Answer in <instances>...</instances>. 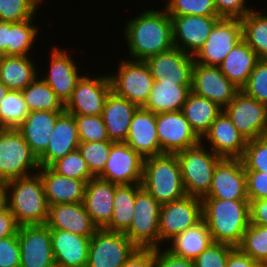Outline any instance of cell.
Returning <instances> with one entry per match:
<instances>
[{
    "label": "cell",
    "mask_w": 267,
    "mask_h": 267,
    "mask_svg": "<svg viewBox=\"0 0 267 267\" xmlns=\"http://www.w3.org/2000/svg\"><path fill=\"white\" fill-rule=\"evenodd\" d=\"M127 21L123 36L131 60L145 61L174 47L172 20L164 7L147 9Z\"/></svg>",
    "instance_id": "1"
},
{
    "label": "cell",
    "mask_w": 267,
    "mask_h": 267,
    "mask_svg": "<svg viewBox=\"0 0 267 267\" xmlns=\"http://www.w3.org/2000/svg\"><path fill=\"white\" fill-rule=\"evenodd\" d=\"M201 200L203 221L213 242L238 247L250 224L249 200Z\"/></svg>",
    "instance_id": "2"
},
{
    "label": "cell",
    "mask_w": 267,
    "mask_h": 267,
    "mask_svg": "<svg viewBox=\"0 0 267 267\" xmlns=\"http://www.w3.org/2000/svg\"><path fill=\"white\" fill-rule=\"evenodd\" d=\"M8 208L21 225L46 224L49 206L38 173L6 182Z\"/></svg>",
    "instance_id": "3"
},
{
    "label": "cell",
    "mask_w": 267,
    "mask_h": 267,
    "mask_svg": "<svg viewBox=\"0 0 267 267\" xmlns=\"http://www.w3.org/2000/svg\"><path fill=\"white\" fill-rule=\"evenodd\" d=\"M141 186L160 205L186 195L176 154L164 153L144 159Z\"/></svg>",
    "instance_id": "4"
},
{
    "label": "cell",
    "mask_w": 267,
    "mask_h": 267,
    "mask_svg": "<svg viewBox=\"0 0 267 267\" xmlns=\"http://www.w3.org/2000/svg\"><path fill=\"white\" fill-rule=\"evenodd\" d=\"M175 154L186 194L202 199L210 190L214 169L222 158L205 149L202 142Z\"/></svg>",
    "instance_id": "5"
},
{
    "label": "cell",
    "mask_w": 267,
    "mask_h": 267,
    "mask_svg": "<svg viewBox=\"0 0 267 267\" xmlns=\"http://www.w3.org/2000/svg\"><path fill=\"white\" fill-rule=\"evenodd\" d=\"M39 168L38 157L20 132L0 129V182L27 177Z\"/></svg>",
    "instance_id": "6"
},
{
    "label": "cell",
    "mask_w": 267,
    "mask_h": 267,
    "mask_svg": "<svg viewBox=\"0 0 267 267\" xmlns=\"http://www.w3.org/2000/svg\"><path fill=\"white\" fill-rule=\"evenodd\" d=\"M115 74H109L112 91L139 107L147 102L154 79L145 61L121 60Z\"/></svg>",
    "instance_id": "7"
},
{
    "label": "cell",
    "mask_w": 267,
    "mask_h": 267,
    "mask_svg": "<svg viewBox=\"0 0 267 267\" xmlns=\"http://www.w3.org/2000/svg\"><path fill=\"white\" fill-rule=\"evenodd\" d=\"M160 207L157 200L143 187L137 191L134 217L129 229L124 233L137 248H159Z\"/></svg>",
    "instance_id": "8"
},
{
    "label": "cell",
    "mask_w": 267,
    "mask_h": 267,
    "mask_svg": "<svg viewBox=\"0 0 267 267\" xmlns=\"http://www.w3.org/2000/svg\"><path fill=\"white\" fill-rule=\"evenodd\" d=\"M202 220V200L198 197L186 194L180 199L161 205L159 248H162V243H170L177 235L194 227Z\"/></svg>",
    "instance_id": "9"
},
{
    "label": "cell",
    "mask_w": 267,
    "mask_h": 267,
    "mask_svg": "<svg viewBox=\"0 0 267 267\" xmlns=\"http://www.w3.org/2000/svg\"><path fill=\"white\" fill-rule=\"evenodd\" d=\"M137 249L124 233L98 229L90 238L87 267H122Z\"/></svg>",
    "instance_id": "10"
},
{
    "label": "cell",
    "mask_w": 267,
    "mask_h": 267,
    "mask_svg": "<svg viewBox=\"0 0 267 267\" xmlns=\"http://www.w3.org/2000/svg\"><path fill=\"white\" fill-rule=\"evenodd\" d=\"M223 111L246 141L267 135V106L242 90Z\"/></svg>",
    "instance_id": "11"
},
{
    "label": "cell",
    "mask_w": 267,
    "mask_h": 267,
    "mask_svg": "<svg viewBox=\"0 0 267 267\" xmlns=\"http://www.w3.org/2000/svg\"><path fill=\"white\" fill-rule=\"evenodd\" d=\"M109 75H84L78 80L65 112L71 115H101L110 92Z\"/></svg>",
    "instance_id": "12"
},
{
    "label": "cell",
    "mask_w": 267,
    "mask_h": 267,
    "mask_svg": "<svg viewBox=\"0 0 267 267\" xmlns=\"http://www.w3.org/2000/svg\"><path fill=\"white\" fill-rule=\"evenodd\" d=\"M242 39L240 19L220 18L213 26L203 47L194 56V62L206 66H219L228 52Z\"/></svg>",
    "instance_id": "13"
},
{
    "label": "cell",
    "mask_w": 267,
    "mask_h": 267,
    "mask_svg": "<svg viewBox=\"0 0 267 267\" xmlns=\"http://www.w3.org/2000/svg\"><path fill=\"white\" fill-rule=\"evenodd\" d=\"M20 267H56L51 229L46 224L19 226Z\"/></svg>",
    "instance_id": "14"
},
{
    "label": "cell",
    "mask_w": 267,
    "mask_h": 267,
    "mask_svg": "<svg viewBox=\"0 0 267 267\" xmlns=\"http://www.w3.org/2000/svg\"><path fill=\"white\" fill-rule=\"evenodd\" d=\"M202 199L248 200L241 158H222L216 164L210 190Z\"/></svg>",
    "instance_id": "15"
},
{
    "label": "cell",
    "mask_w": 267,
    "mask_h": 267,
    "mask_svg": "<svg viewBox=\"0 0 267 267\" xmlns=\"http://www.w3.org/2000/svg\"><path fill=\"white\" fill-rule=\"evenodd\" d=\"M144 158L125 142H114L103 171L97 176L108 182L141 184Z\"/></svg>",
    "instance_id": "16"
},
{
    "label": "cell",
    "mask_w": 267,
    "mask_h": 267,
    "mask_svg": "<svg viewBox=\"0 0 267 267\" xmlns=\"http://www.w3.org/2000/svg\"><path fill=\"white\" fill-rule=\"evenodd\" d=\"M191 91L217 103L223 109L240 89L227 79L219 66H206L194 62Z\"/></svg>",
    "instance_id": "17"
},
{
    "label": "cell",
    "mask_w": 267,
    "mask_h": 267,
    "mask_svg": "<svg viewBox=\"0 0 267 267\" xmlns=\"http://www.w3.org/2000/svg\"><path fill=\"white\" fill-rule=\"evenodd\" d=\"M156 129L162 154H175L201 142L182 110L156 114Z\"/></svg>",
    "instance_id": "18"
},
{
    "label": "cell",
    "mask_w": 267,
    "mask_h": 267,
    "mask_svg": "<svg viewBox=\"0 0 267 267\" xmlns=\"http://www.w3.org/2000/svg\"><path fill=\"white\" fill-rule=\"evenodd\" d=\"M173 44L181 51L195 56L203 47L219 16L184 15L170 16Z\"/></svg>",
    "instance_id": "19"
},
{
    "label": "cell",
    "mask_w": 267,
    "mask_h": 267,
    "mask_svg": "<svg viewBox=\"0 0 267 267\" xmlns=\"http://www.w3.org/2000/svg\"><path fill=\"white\" fill-rule=\"evenodd\" d=\"M145 62L154 81L191 85L194 57L180 49L173 47L168 51L148 57Z\"/></svg>",
    "instance_id": "20"
},
{
    "label": "cell",
    "mask_w": 267,
    "mask_h": 267,
    "mask_svg": "<svg viewBox=\"0 0 267 267\" xmlns=\"http://www.w3.org/2000/svg\"><path fill=\"white\" fill-rule=\"evenodd\" d=\"M50 56L49 71L41 78L65 105L83 74H80L79 67L67 50L54 46Z\"/></svg>",
    "instance_id": "21"
},
{
    "label": "cell",
    "mask_w": 267,
    "mask_h": 267,
    "mask_svg": "<svg viewBox=\"0 0 267 267\" xmlns=\"http://www.w3.org/2000/svg\"><path fill=\"white\" fill-rule=\"evenodd\" d=\"M201 142L221 158H241L247 144L224 111L212 122Z\"/></svg>",
    "instance_id": "22"
},
{
    "label": "cell",
    "mask_w": 267,
    "mask_h": 267,
    "mask_svg": "<svg viewBox=\"0 0 267 267\" xmlns=\"http://www.w3.org/2000/svg\"><path fill=\"white\" fill-rule=\"evenodd\" d=\"M125 143L144 159L162 154L156 129V113L139 107L134 113Z\"/></svg>",
    "instance_id": "23"
},
{
    "label": "cell",
    "mask_w": 267,
    "mask_h": 267,
    "mask_svg": "<svg viewBox=\"0 0 267 267\" xmlns=\"http://www.w3.org/2000/svg\"><path fill=\"white\" fill-rule=\"evenodd\" d=\"M46 225L50 229L66 230L89 238L98 230L83 202L49 205Z\"/></svg>",
    "instance_id": "24"
},
{
    "label": "cell",
    "mask_w": 267,
    "mask_h": 267,
    "mask_svg": "<svg viewBox=\"0 0 267 267\" xmlns=\"http://www.w3.org/2000/svg\"><path fill=\"white\" fill-rule=\"evenodd\" d=\"M51 242L56 267H87L89 237L51 229Z\"/></svg>",
    "instance_id": "25"
},
{
    "label": "cell",
    "mask_w": 267,
    "mask_h": 267,
    "mask_svg": "<svg viewBox=\"0 0 267 267\" xmlns=\"http://www.w3.org/2000/svg\"><path fill=\"white\" fill-rule=\"evenodd\" d=\"M79 144L74 115L64 111L57 117L46 150L38 157L39 165L49 167L57 159L78 149Z\"/></svg>",
    "instance_id": "26"
},
{
    "label": "cell",
    "mask_w": 267,
    "mask_h": 267,
    "mask_svg": "<svg viewBox=\"0 0 267 267\" xmlns=\"http://www.w3.org/2000/svg\"><path fill=\"white\" fill-rule=\"evenodd\" d=\"M114 196V183L99 177H93L86 183L83 204L98 229H104L110 223Z\"/></svg>",
    "instance_id": "27"
},
{
    "label": "cell",
    "mask_w": 267,
    "mask_h": 267,
    "mask_svg": "<svg viewBox=\"0 0 267 267\" xmlns=\"http://www.w3.org/2000/svg\"><path fill=\"white\" fill-rule=\"evenodd\" d=\"M43 182L46 201L49 205L81 203L84 199L86 182L56 173L50 166H40L37 172Z\"/></svg>",
    "instance_id": "28"
},
{
    "label": "cell",
    "mask_w": 267,
    "mask_h": 267,
    "mask_svg": "<svg viewBox=\"0 0 267 267\" xmlns=\"http://www.w3.org/2000/svg\"><path fill=\"white\" fill-rule=\"evenodd\" d=\"M138 108L135 103L116 95L113 91L110 92L101 116L111 141L125 142L133 115Z\"/></svg>",
    "instance_id": "29"
},
{
    "label": "cell",
    "mask_w": 267,
    "mask_h": 267,
    "mask_svg": "<svg viewBox=\"0 0 267 267\" xmlns=\"http://www.w3.org/2000/svg\"><path fill=\"white\" fill-rule=\"evenodd\" d=\"M64 111L29 112L17 128L32 152L39 157L47 148L57 117Z\"/></svg>",
    "instance_id": "30"
},
{
    "label": "cell",
    "mask_w": 267,
    "mask_h": 267,
    "mask_svg": "<svg viewBox=\"0 0 267 267\" xmlns=\"http://www.w3.org/2000/svg\"><path fill=\"white\" fill-rule=\"evenodd\" d=\"M259 60L257 54L242 39L228 52L219 67L227 79L241 90Z\"/></svg>",
    "instance_id": "31"
},
{
    "label": "cell",
    "mask_w": 267,
    "mask_h": 267,
    "mask_svg": "<svg viewBox=\"0 0 267 267\" xmlns=\"http://www.w3.org/2000/svg\"><path fill=\"white\" fill-rule=\"evenodd\" d=\"M190 91L191 85L154 81L150 96L143 108L156 114L182 110Z\"/></svg>",
    "instance_id": "32"
},
{
    "label": "cell",
    "mask_w": 267,
    "mask_h": 267,
    "mask_svg": "<svg viewBox=\"0 0 267 267\" xmlns=\"http://www.w3.org/2000/svg\"><path fill=\"white\" fill-rule=\"evenodd\" d=\"M223 111L215 102L190 91L182 112L196 135L202 137L208 132L212 122Z\"/></svg>",
    "instance_id": "33"
},
{
    "label": "cell",
    "mask_w": 267,
    "mask_h": 267,
    "mask_svg": "<svg viewBox=\"0 0 267 267\" xmlns=\"http://www.w3.org/2000/svg\"><path fill=\"white\" fill-rule=\"evenodd\" d=\"M38 70L30 56L5 55L0 62V81L10 90L21 91L40 74Z\"/></svg>",
    "instance_id": "34"
},
{
    "label": "cell",
    "mask_w": 267,
    "mask_h": 267,
    "mask_svg": "<svg viewBox=\"0 0 267 267\" xmlns=\"http://www.w3.org/2000/svg\"><path fill=\"white\" fill-rule=\"evenodd\" d=\"M141 187V184H115L113 215L105 230L125 233L129 229L135 213L136 193Z\"/></svg>",
    "instance_id": "35"
},
{
    "label": "cell",
    "mask_w": 267,
    "mask_h": 267,
    "mask_svg": "<svg viewBox=\"0 0 267 267\" xmlns=\"http://www.w3.org/2000/svg\"><path fill=\"white\" fill-rule=\"evenodd\" d=\"M168 243L167 249L174 255L194 260L213 243L206 223L202 220L197 225L177 235Z\"/></svg>",
    "instance_id": "36"
},
{
    "label": "cell",
    "mask_w": 267,
    "mask_h": 267,
    "mask_svg": "<svg viewBox=\"0 0 267 267\" xmlns=\"http://www.w3.org/2000/svg\"><path fill=\"white\" fill-rule=\"evenodd\" d=\"M241 20L243 40L261 60H267V14L252 9Z\"/></svg>",
    "instance_id": "37"
},
{
    "label": "cell",
    "mask_w": 267,
    "mask_h": 267,
    "mask_svg": "<svg viewBox=\"0 0 267 267\" xmlns=\"http://www.w3.org/2000/svg\"><path fill=\"white\" fill-rule=\"evenodd\" d=\"M38 75L26 88L21 90L28 110L65 111V105L50 86Z\"/></svg>",
    "instance_id": "38"
},
{
    "label": "cell",
    "mask_w": 267,
    "mask_h": 267,
    "mask_svg": "<svg viewBox=\"0 0 267 267\" xmlns=\"http://www.w3.org/2000/svg\"><path fill=\"white\" fill-rule=\"evenodd\" d=\"M34 19L9 22L8 55L29 56L33 51V44L38 40L36 38L39 33L38 26L33 25Z\"/></svg>",
    "instance_id": "39"
},
{
    "label": "cell",
    "mask_w": 267,
    "mask_h": 267,
    "mask_svg": "<svg viewBox=\"0 0 267 267\" xmlns=\"http://www.w3.org/2000/svg\"><path fill=\"white\" fill-rule=\"evenodd\" d=\"M20 90H9L0 103V129H17L29 114Z\"/></svg>",
    "instance_id": "40"
},
{
    "label": "cell",
    "mask_w": 267,
    "mask_h": 267,
    "mask_svg": "<svg viewBox=\"0 0 267 267\" xmlns=\"http://www.w3.org/2000/svg\"><path fill=\"white\" fill-rule=\"evenodd\" d=\"M238 248L267 267V227L249 224Z\"/></svg>",
    "instance_id": "41"
},
{
    "label": "cell",
    "mask_w": 267,
    "mask_h": 267,
    "mask_svg": "<svg viewBox=\"0 0 267 267\" xmlns=\"http://www.w3.org/2000/svg\"><path fill=\"white\" fill-rule=\"evenodd\" d=\"M50 167L68 178L83 180L86 183L95 177L89 170L86 160L79 149H76L53 162Z\"/></svg>",
    "instance_id": "42"
},
{
    "label": "cell",
    "mask_w": 267,
    "mask_h": 267,
    "mask_svg": "<svg viewBox=\"0 0 267 267\" xmlns=\"http://www.w3.org/2000/svg\"><path fill=\"white\" fill-rule=\"evenodd\" d=\"M113 143V141L80 142L78 149L95 177L103 171Z\"/></svg>",
    "instance_id": "43"
},
{
    "label": "cell",
    "mask_w": 267,
    "mask_h": 267,
    "mask_svg": "<svg viewBox=\"0 0 267 267\" xmlns=\"http://www.w3.org/2000/svg\"><path fill=\"white\" fill-rule=\"evenodd\" d=\"M80 142L111 141L101 115H74Z\"/></svg>",
    "instance_id": "44"
},
{
    "label": "cell",
    "mask_w": 267,
    "mask_h": 267,
    "mask_svg": "<svg viewBox=\"0 0 267 267\" xmlns=\"http://www.w3.org/2000/svg\"><path fill=\"white\" fill-rule=\"evenodd\" d=\"M165 4L169 16H218L214 0H167Z\"/></svg>",
    "instance_id": "45"
},
{
    "label": "cell",
    "mask_w": 267,
    "mask_h": 267,
    "mask_svg": "<svg viewBox=\"0 0 267 267\" xmlns=\"http://www.w3.org/2000/svg\"><path fill=\"white\" fill-rule=\"evenodd\" d=\"M241 161L245 171L267 172V135L247 141Z\"/></svg>",
    "instance_id": "46"
},
{
    "label": "cell",
    "mask_w": 267,
    "mask_h": 267,
    "mask_svg": "<svg viewBox=\"0 0 267 267\" xmlns=\"http://www.w3.org/2000/svg\"><path fill=\"white\" fill-rule=\"evenodd\" d=\"M38 8L33 0H0V21L22 22L32 19Z\"/></svg>",
    "instance_id": "47"
},
{
    "label": "cell",
    "mask_w": 267,
    "mask_h": 267,
    "mask_svg": "<svg viewBox=\"0 0 267 267\" xmlns=\"http://www.w3.org/2000/svg\"><path fill=\"white\" fill-rule=\"evenodd\" d=\"M245 94L267 106V60H259L247 83L241 89Z\"/></svg>",
    "instance_id": "48"
},
{
    "label": "cell",
    "mask_w": 267,
    "mask_h": 267,
    "mask_svg": "<svg viewBox=\"0 0 267 267\" xmlns=\"http://www.w3.org/2000/svg\"><path fill=\"white\" fill-rule=\"evenodd\" d=\"M235 247L225 243H211L194 262V267H226L229 253Z\"/></svg>",
    "instance_id": "49"
},
{
    "label": "cell",
    "mask_w": 267,
    "mask_h": 267,
    "mask_svg": "<svg viewBox=\"0 0 267 267\" xmlns=\"http://www.w3.org/2000/svg\"><path fill=\"white\" fill-rule=\"evenodd\" d=\"M0 267H20V245L17 234L0 239Z\"/></svg>",
    "instance_id": "50"
},
{
    "label": "cell",
    "mask_w": 267,
    "mask_h": 267,
    "mask_svg": "<svg viewBox=\"0 0 267 267\" xmlns=\"http://www.w3.org/2000/svg\"><path fill=\"white\" fill-rule=\"evenodd\" d=\"M248 0H214L215 10L220 18L242 19L252 10L246 4Z\"/></svg>",
    "instance_id": "51"
},
{
    "label": "cell",
    "mask_w": 267,
    "mask_h": 267,
    "mask_svg": "<svg viewBox=\"0 0 267 267\" xmlns=\"http://www.w3.org/2000/svg\"><path fill=\"white\" fill-rule=\"evenodd\" d=\"M248 200L267 198V172L246 171Z\"/></svg>",
    "instance_id": "52"
},
{
    "label": "cell",
    "mask_w": 267,
    "mask_h": 267,
    "mask_svg": "<svg viewBox=\"0 0 267 267\" xmlns=\"http://www.w3.org/2000/svg\"><path fill=\"white\" fill-rule=\"evenodd\" d=\"M154 267H194L191 259L174 255L167 247L156 249V259Z\"/></svg>",
    "instance_id": "53"
},
{
    "label": "cell",
    "mask_w": 267,
    "mask_h": 267,
    "mask_svg": "<svg viewBox=\"0 0 267 267\" xmlns=\"http://www.w3.org/2000/svg\"><path fill=\"white\" fill-rule=\"evenodd\" d=\"M156 249L138 248L122 267H154Z\"/></svg>",
    "instance_id": "54"
},
{
    "label": "cell",
    "mask_w": 267,
    "mask_h": 267,
    "mask_svg": "<svg viewBox=\"0 0 267 267\" xmlns=\"http://www.w3.org/2000/svg\"><path fill=\"white\" fill-rule=\"evenodd\" d=\"M250 224L267 227V198L249 201Z\"/></svg>",
    "instance_id": "55"
},
{
    "label": "cell",
    "mask_w": 267,
    "mask_h": 267,
    "mask_svg": "<svg viewBox=\"0 0 267 267\" xmlns=\"http://www.w3.org/2000/svg\"><path fill=\"white\" fill-rule=\"evenodd\" d=\"M226 267H266L264 264L255 261L244 254L238 247H235L228 256Z\"/></svg>",
    "instance_id": "56"
},
{
    "label": "cell",
    "mask_w": 267,
    "mask_h": 267,
    "mask_svg": "<svg viewBox=\"0 0 267 267\" xmlns=\"http://www.w3.org/2000/svg\"><path fill=\"white\" fill-rule=\"evenodd\" d=\"M19 226L9 208L0 213V239L16 235Z\"/></svg>",
    "instance_id": "57"
},
{
    "label": "cell",
    "mask_w": 267,
    "mask_h": 267,
    "mask_svg": "<svg viewBox=\"0 0 267 267\" xmlns=\"http://www.w3.org/2000/svg\"><path fill=\"white\" fill-rule=\"evenodd\" d=\"M9 44V22L0 21V50L8 55Z\"/></svg>",
    "instance_id": "58"
},
{
    "label": "cell",
    "mask_w": 267,
    "mask_h": 267,
    "mask_svg": "<svg viewBox=\"0 0 267 267\" xmlns=\"http://www.w3.org/2000/svg\"><path fill=\"white\" fill-rule=\"evenodd\" d=\"M8 208V189L6 182H0V213Z\"/></svg>",
    "instance_id": "59"
},
{
    "label": "cell",
    "mask_w": 267,
    "mask_h": 267,
    "mask_svg": "<svg viewBox=\"0 0 267 267\" xmlns=\"http://www.w3.org/2000/svg\"><path fill=\"white\" fill-rule=\"evenodd\" d=\"M10 89L0 81V103L2 102L5 95L8 93Z\"/></svg>",
    "instance_id": "60"
},
{
    "label": "cell",
    "mask_w": 267,
    "mask_h": 267,
    "mask_svg": "<svg viewBox=\"0 0 267 267\" xmlns=\"http://www.w3.org/2000/svg\"><path fill=\"white\" fill-rule=\"evenodd\" d=\"M5 54L2 50H0V62L3 60Z\"/></svg>",
    "instance_id": "61"
},
{
    "label": "cell",
    "mask_w": 267,
    "mask_h": 267,
    "mask_svg": "<svg viewBox=\"0 0 267 267\" xmlns=\"http://www.w3.org/2000/svg\"><path fill=\"white\" fill-rule=\"evenodd\" d=\"M38 6H40L43 3V0H33Z\"/></svg>",
    "instance_id": "62"
}]
</instances>
